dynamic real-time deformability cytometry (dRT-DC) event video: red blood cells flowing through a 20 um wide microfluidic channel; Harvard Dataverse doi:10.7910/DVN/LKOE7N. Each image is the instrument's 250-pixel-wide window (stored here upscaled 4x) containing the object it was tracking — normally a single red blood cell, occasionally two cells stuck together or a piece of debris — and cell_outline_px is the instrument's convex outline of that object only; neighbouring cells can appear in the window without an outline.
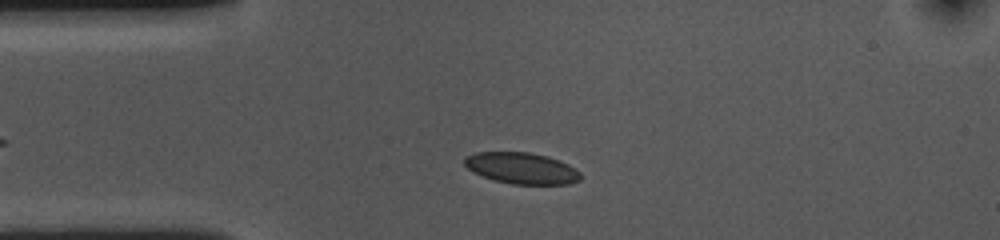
{"species": "common noctule bat (a hibernating species)", "species_latin": "Nyctalus noctula", "temperature_condition": "cold", "stored_images_in_passage": 43, "camera_frame_rate_fps": 3000, "um_per_image_px": 0.085, "animal": {"sex": "female", "body_mass_g": 10.0, "forearm_length_mm": 53.1}, "frame": {"image": 1, "passage_image": 6, "time_ms": 1.667, "image_size_px": [1000, 240], "cell_outline_px": [[580, 180], [568, 184], [512, 184], [496, 180], [472, 172], [464, 164], [464, 156], [476, 152], [532, 152], [548, 156], [560, 160], [576, 168], [580, 172]], "centroid_in_image_um": [44.35, 14.28], "position_along_channel_um": 40.7, "area_um2": 21.27}}
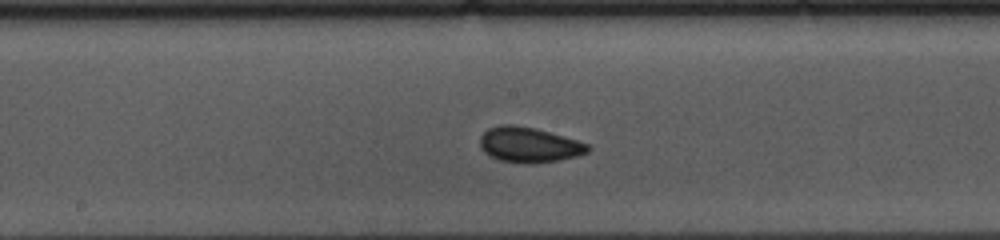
{"frame": {"image": 2, "passage_image": 21, "time_ms": 6.667, "image_size_px": [1000, 240], "cell_outline_px": [[592, 148], [588, 152], [576, 156], [560, 160], [532, 164], [528, 164], [500, 160], [484, 152], [480, 148], [480, 136], [488, 128], [500, 124], [512, 124], [536, 128], [576, 140], [588, 144]], "centroid_in_image_um": [44.96, 12.3], "position_along_channel_um": 203.2, "area_um2": 22.2}}
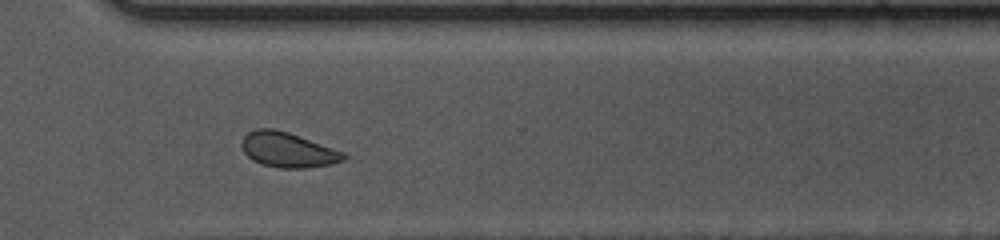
{"frame": {"image": 3, "passage_image": 33, "time_ms": 10.667, "image_size_px": [1000, 240], "cell_outline_px": [[348, 156], [344, 160], [332, 164], [308, 168], [280, 168], [260, 164], [252, 160], [244, 152], [240, 144], [244, 136], [248, 132], [256, 128], [272, 128], [288, 132], [344, 152]], "centroid_in_image_um": [24.45, 12.74], "position_along_channel_um": 346.1, "area_um2": 20.87}, "authors_computed_cell_mechanics": {"area_um2": 21.6172, "velocity_mm_per_s": 3.5773, "shape_relaxation_time_tau1_ms": 3.1509, "shape_relaxation_time_tau2_ms": 1.3002, "deformation_change_tau1": 0.0516, "deformation_change_tau2": 0.0569}}